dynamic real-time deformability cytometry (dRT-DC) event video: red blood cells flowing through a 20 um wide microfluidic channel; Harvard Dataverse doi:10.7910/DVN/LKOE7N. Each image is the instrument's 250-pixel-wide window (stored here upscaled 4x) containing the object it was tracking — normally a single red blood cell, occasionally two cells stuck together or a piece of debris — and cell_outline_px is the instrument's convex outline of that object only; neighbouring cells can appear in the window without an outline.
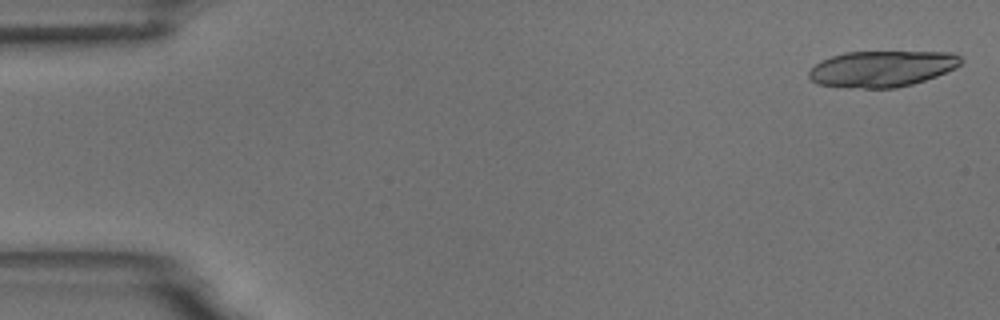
{"species": "common noctule bat (a hibernating species)", "species_latin": "Nyctalus noctula", "temperature_condition": "room temperature", "stored_images_in_passage": 5, "camera_frame_rate_fps": 3000, "um_per_image_px": 0.085, "animal": {"sex": "male", "body_mass_g": 18.8}, "frame": {"image": 1, "passage_image": 1, "time_ms": 0.0, "image_size_px": [1000, 320], "cell_outline_px": [[964, 60], [956, 68], [936, 76], [912, 84], [896, 88], [848, 88], [816, 84], [808, 76], [808, 72], [820, 60], [844, 52], [956, 52]], "centroid_in_image_um": [74.97, 5.84], "position_along_channel_um": 10.0, "area_um2": 32.19}}